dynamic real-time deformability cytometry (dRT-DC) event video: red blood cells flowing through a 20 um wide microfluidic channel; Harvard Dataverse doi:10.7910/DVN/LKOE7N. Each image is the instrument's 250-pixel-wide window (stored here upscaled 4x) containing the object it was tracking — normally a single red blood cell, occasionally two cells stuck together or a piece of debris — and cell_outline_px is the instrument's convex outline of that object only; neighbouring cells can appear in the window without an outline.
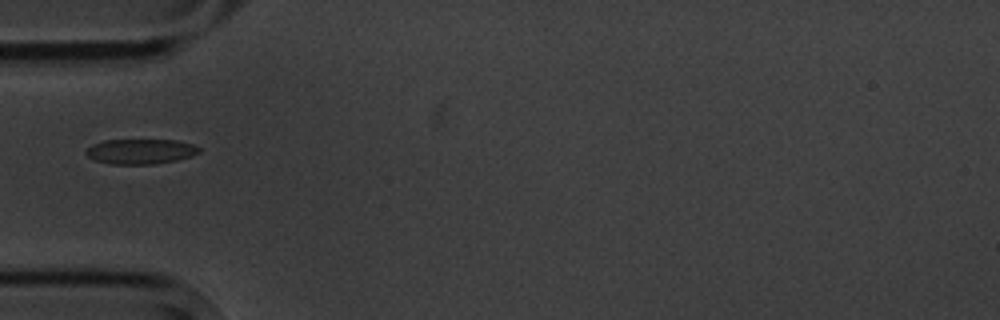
{"species": "common noctule bat (a hibernating species)", "species_latin": "Nyctalus noctula", "temperature_condition": "cold", "stored_images_in_passage": 5, "camera_frame_rate_fps": 3000, "um_per_image_px": 0.085, "animal": {"sex": "male", "body_mass_g": 20.1, "forearm_length_mm": 53.5}, "frame": {"image": 1, "passage_image": 1, "time_ms": 0.0, "image_size_px": [1000, 320], "cell_outline_px": [[200, 152], [192, 156], [176, 160], [156, 164], [108, 164], [92, 160], [84, 152], [92, 144], [104, 140], [176, 140], [192, 144], [200, 148]], "centroid_in_image_um": [11.92, 12.88], "position_along_channel_um": 73.1, "area_um2": 16.65}}
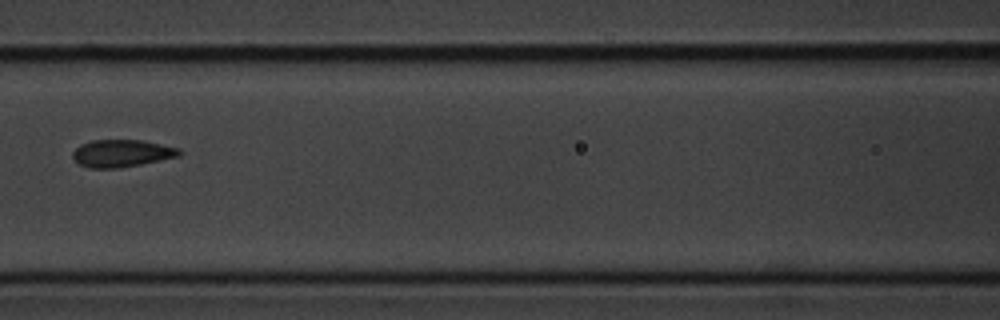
{"frame": {"image": 2, "passage_image": 3, "time_ms": 2.333, "image_size_px": [1000, 320], "cell_outline_px": [[180, 156], [120, 168], [88, 168], [80, 164], [72, 156], [72, 152], [80, 144], [92, 140], [140, 140], [180, 148]], "centroid_in_image_um": [10.33, 13.03], "position_along_channel_um": 156.3, "area_um2": 16.88}}
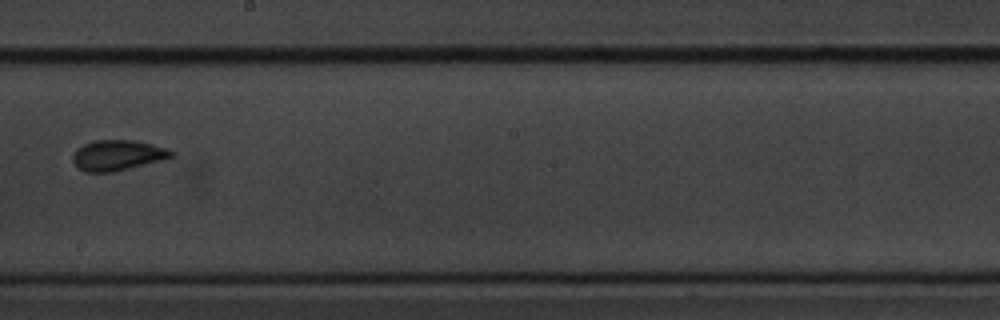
{"frame": {"image": 3, "passage_image": 5, "time_ms": 4.667, "image_size_px": [1000, 320], "cell_outline_px": [[176, 156], [112, 172], [84, 172], [76, 168], [72, 160], [72, 156], [76, 148], [92, 140], [132, 140], [152, 144], [176, 152]], "centroid_in_image_um": [9.94, 13.19], "position_along_channel_um": 238.3, "area_um2": 17.51}}